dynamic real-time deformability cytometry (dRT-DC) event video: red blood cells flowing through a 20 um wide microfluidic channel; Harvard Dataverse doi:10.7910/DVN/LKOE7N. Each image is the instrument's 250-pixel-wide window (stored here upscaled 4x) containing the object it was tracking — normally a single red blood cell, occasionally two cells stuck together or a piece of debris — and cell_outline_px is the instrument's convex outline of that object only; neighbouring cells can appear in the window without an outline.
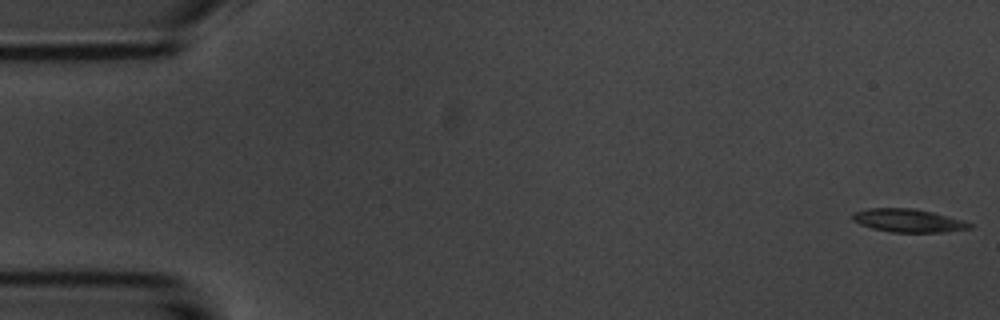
{"species": "common noctule bat (a hibernating species)", "species_latin": "Nyctalus noctula", "temperature_condition": "room temperature", "stored_images_in_passage": 54, "camera_frame_rate_fps": 3000, "um_per_image_px": 0.085, "animal": {"sex": "male", "body_mass_g": 20.1, "forearm_length_mm": 53.5}, "frame": {"image": 1, "passage_image": 1, "time_ms": 0.0, "image_size_px": [1000, 320], "cell_outline_px": [[972, 228], [944, 232], [892, 232], [872, 228], [860, 224], [852, 220], [852, 212], [868, 208], [916, 208], [964, 220], [972, 224]], "centroid_in_image_um": [77.19, 18.74], "position_along_channel_um": 7.8, "area_um2": 15.9}}
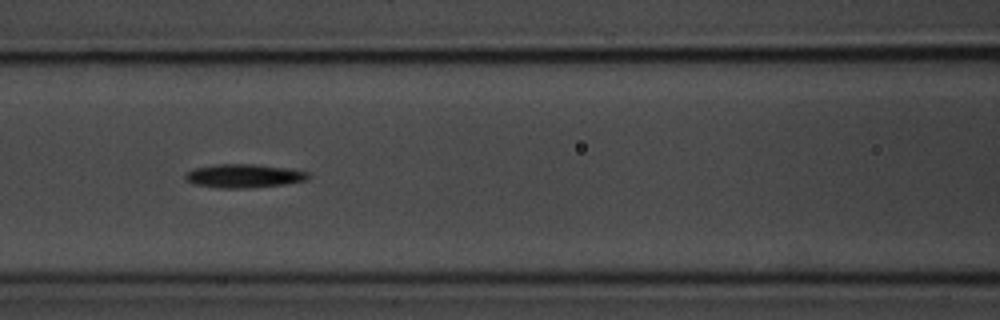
{"frame": {"image": 2, "passage_image": 23, "time_ms": 7.333, "image_size_px": [1000, 320], "cell_outline_px": [[308, 180], [284, 184], [248, 188], [220, 188], [196, 184], [188, 180], [184, 176], [188, 172], [196, 168], [216, 164], [252, 164], [284, 168], [308, 172]], "centroid_in_image_um": [20.74, 14.95], "position_along_channel_um": 145.9, "area_um2": 16.53}}
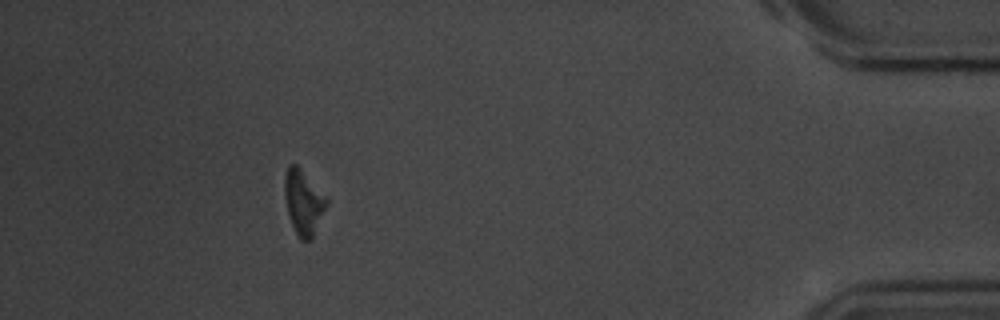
{"frame": {"image": 3, "passage_image": 49, "time_ms": 16.0, "image_size_px": [1000, 320], "cell_outline_px": [[328, 204], [312, 236], [308, 240], [300, 240], [288, 216], [284, 196], [284, 176], [288, 164], [296, 164], [300, 168], [328, 200]], "centroid_in_image_um": [25.75, 17.17], "position_along_channel_um": 409.4, "area_um2": 15.49}, "authors_computed_cell_mechanics": {"area_um2": 15.895, "velocity_mm_per_s": 3.6974, "shape_relaxation_time_tau1_ms": 2.2893, "shape_relaxation_time_tau2_ms": null, "deformation_change_tau1": 0.1055, "deformation_change_tau2": null}}